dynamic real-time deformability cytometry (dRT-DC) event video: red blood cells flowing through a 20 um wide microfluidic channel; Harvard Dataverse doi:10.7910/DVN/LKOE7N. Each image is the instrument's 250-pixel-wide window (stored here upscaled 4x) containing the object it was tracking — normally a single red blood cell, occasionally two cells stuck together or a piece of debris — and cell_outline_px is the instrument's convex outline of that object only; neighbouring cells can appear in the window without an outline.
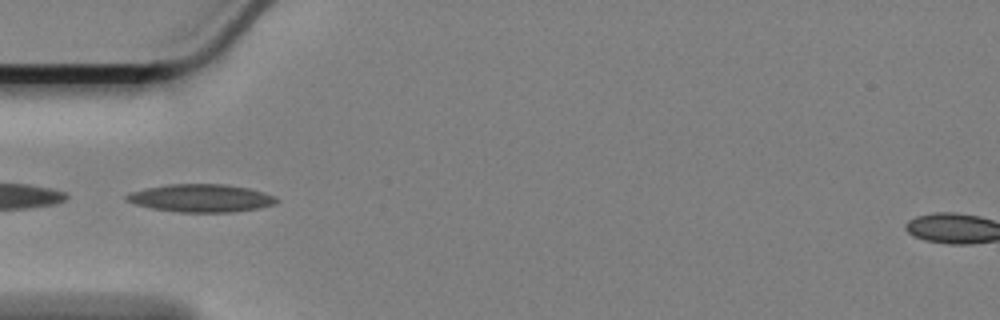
{"species": "Egyptian fruit bat (a non-hibernating species)", "species_latin": "Rousettus aegyptiacus", "temperature_condition": "cold", "stored_images_in_passage": 41, "camera_frame_rate_fps": 3000, "um_per_image_px": 0.085, "animal": {"sex": "female"}, "frame": {"image": 1, "passage_image": 1, "time_ms": 0.0, "image_size_px": [1000, 320], "cell_outline_px": [[280, 200], [272, 204], [260, 208], [236, 212], [180, 212], [152, 208], [136, 204], [124, 200], [124, 196], [132, 192], [148, 188], [168, 184], [224, 184], [248, 188], [264, 192], [276, 196]], "centroid_in_image_um": [17.12, 16.84], "position_along_channel_um": 67.9, "area_um2": 24.28}}
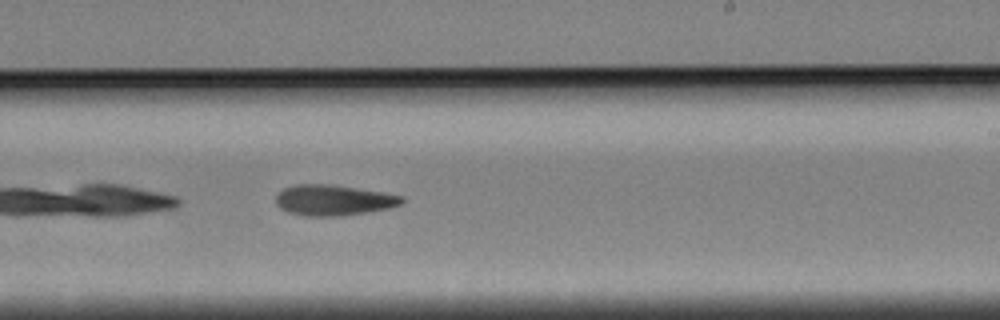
{"frame": {"image": 2, "passage_image": 18, "time_ms": 5.667, "image_size_px": [1000, 320], "cell_outline_px": [[404, 204], [388, 208], [368, 212], [344, 216], [304, 216], [288, 212], [280, 208], [276, 204], [276, 196], [284, 188], [296, 184], [328, 184], [380, 192], [404, 196]], "centroid_in_image_um": [28.35, 17.03], "position_along_channel_um": 260.7, "area_um2": 22.48}}
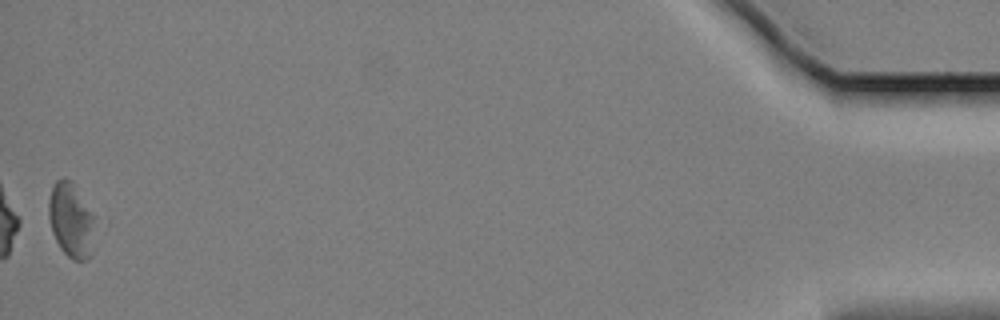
{"frame": {"image": 3, "passage_image": 41, "time_ms": 13.333, "image_size_px": [1000, 320], "cell_outline_px": [[92, 252], [88, 260], [72, 260], [60, 248], [52, 232], [48, 216], [48, 200], [52, 188], [56, 180], [64, 176], [72, 180], [92, 216]], "centroid_in_image_um": [5.98, 18.7], "position_along_channel_um": 429.2, "area_um2": 19.71}, "authors_computed_cell_mechanics": {"area_um2": 21.8484, "velocity_mm_per_s": 3.3907, "shape_relaxation_time_tau1_ms": 7.5859, "shape_relaxation_time_tau2_ms": null, "deformation_change_tau1": 0.1637, "deformation_change_tau2": null}}